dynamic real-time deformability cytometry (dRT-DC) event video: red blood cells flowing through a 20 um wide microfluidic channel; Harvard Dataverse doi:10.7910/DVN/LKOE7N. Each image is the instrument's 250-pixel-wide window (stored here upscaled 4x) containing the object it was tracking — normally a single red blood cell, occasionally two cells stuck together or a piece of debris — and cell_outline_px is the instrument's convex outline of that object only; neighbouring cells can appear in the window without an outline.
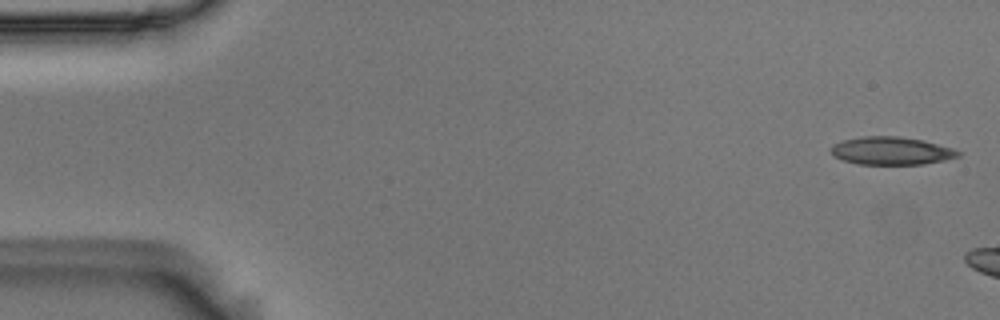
{"species": "Egyptian fruit bat (a non-hibernating species)", "species_latin": "Rousettus aegyptiacus", "temperature_condition": "room temperature", "stored_images_in_passage": 6, "camera_frame_rate_fps": 3000, "um_per_image_px": 0.085, "animal": {"sex": "male"}, "frame": {"image": 1, "passage_image": 1, "time_ms": 0.0, "image_size_px": [1000, 320], "cell_outline_px": [[964, 152], [960, 156], [944, 160], [924, 164], [860, 164], [844, 160], [832, 156], [828, 148], [832, 144], [844, 140], [860, 136], [900, 136], [924, 140], [952, 148]], "centroid_in_image_um": [75.75, 12.81], "position_along_channel_um": 9.2, "area_um2": 20.92}}